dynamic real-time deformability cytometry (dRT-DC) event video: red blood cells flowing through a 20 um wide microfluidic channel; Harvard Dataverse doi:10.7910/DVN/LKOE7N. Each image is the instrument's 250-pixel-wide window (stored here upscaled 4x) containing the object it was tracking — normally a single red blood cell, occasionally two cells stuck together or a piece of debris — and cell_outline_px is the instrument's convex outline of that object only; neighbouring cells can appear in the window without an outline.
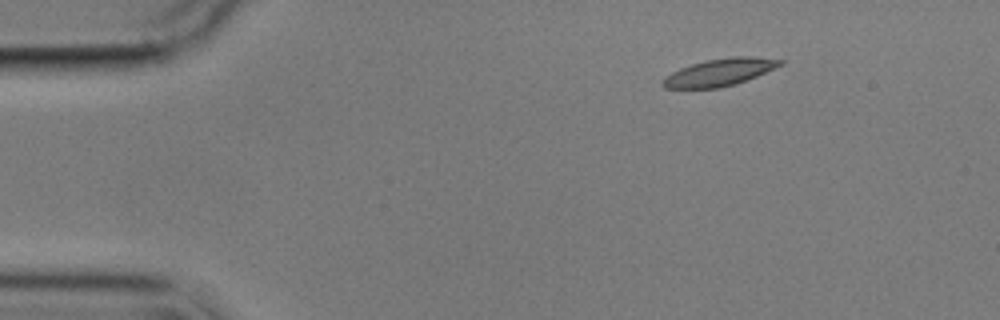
{"species": "common noctule bat (a hibernating species)", "species_latin": "Nyctalus noctula", "temperature_condition": "cold", "stored_images_in_passage": 49, "camera_frame_rate_fps": 3000, "um_per_image_px": 0.085, "animal": {"sex": "male", "body_mass_g": 17.9}, "frame": {"image": 1, "passage_image": 1, "time_ms": 0.0, "image_size_px": [1000, 320], "cell_outline_px": [[784, 64], [756, 76], [736, 84], [720, 88], [664, 88], [660, 84], [660, 80], [672, 72], [680, 68], [692, 64], [708, 60], [732, 56], [752, 56], [784, 60]], "centroid_in_image_um": [61.15, 6.15], "position_along_channel_um": 23.8, "area_um2": 18.67}}
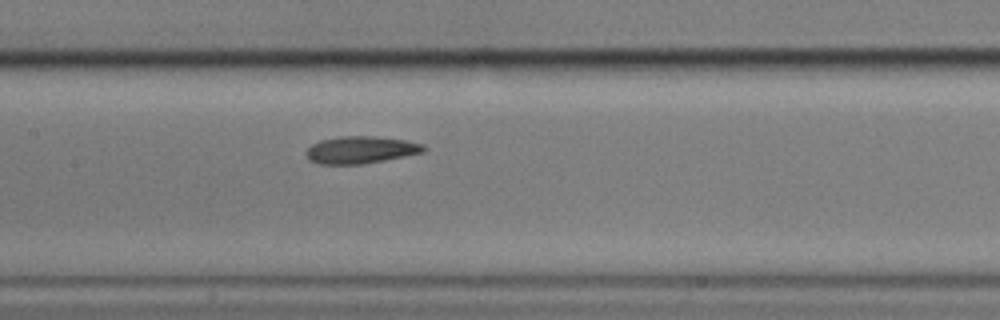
{"frame": {"image": 2, "passage_image": 20, "time_ms": 6.333, "image_size_px": [1000, 320], "cell_outline_px": [[428, 148], [424, 152], [364, 164], [320, 164], [308, 160], [304, 152], [312, 144], [320, 140], [340, 136], [372, 136], [404, 140], [424, 144]], "centroid_in_image_um": [30.64, 12.74], "position_along_channel_um": 176.8, "area_um2": 18.73}}
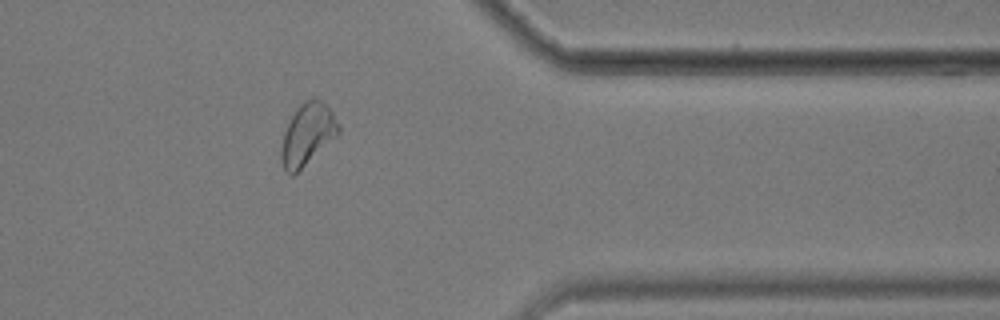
{"frame": {"image": 3, "passage_image": 39, "time_ms": 12.667, "image_size_px": [1000, 320], "cell_outline_px": [[340, 132], [292, 176], [284, 168], [280, 160], [280, 152], [284, 132], [288, 120], [296, 108], [304, 100], [312, 96], [316, 96], [332, 112], [340, 128]], "centroid_in_image_um": [26.1, 11.36], "position_along_channel_um": 385.3, "area_um2": 20.35}, "authors_computed_cell_mechanics": {"area_um2": 19.1318, "velocity_mm_per_s": 3.5243, "shape_relaxation_time_tau1_ms": 3.6704, "shape_relaxation_time_tau2_ms": 2.8686, "deformation_change_tau1": 0.1122, "deformation_change_tau2": 0.0903}}